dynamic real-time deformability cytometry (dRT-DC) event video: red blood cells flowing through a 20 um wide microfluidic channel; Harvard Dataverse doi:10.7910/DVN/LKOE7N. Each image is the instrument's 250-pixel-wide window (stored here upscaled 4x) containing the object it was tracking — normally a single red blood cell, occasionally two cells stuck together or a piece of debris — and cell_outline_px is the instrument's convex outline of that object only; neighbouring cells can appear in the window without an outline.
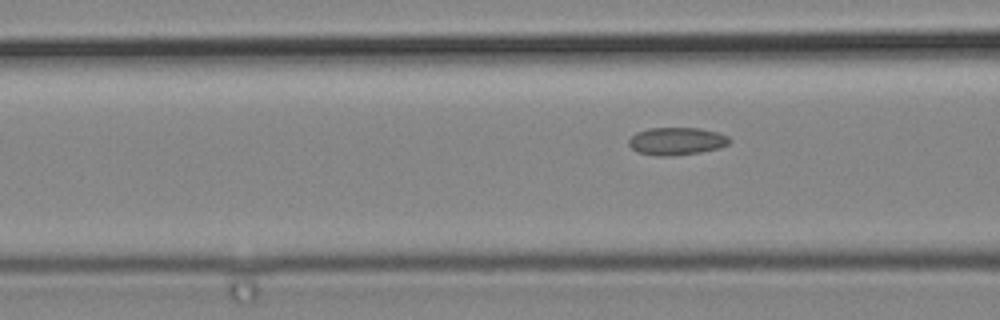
{"species": "common noctule bat (a hibernating species)", "species_latin": "Nyctalus noctula", "temperature_condition": "cold", "stored_images_in_passage": 6, "camera_frame_rate_fps": 3000, "um_per_image_px": 0.085, "animal": {"sex": "male", "body_mass_g": 19.2, "forearm_length_mm": 51.8}, "frame": {"image": 1, "passage_image": 4, "time_ms": 1.0, "image_size_px": [1000, 320], "cell_outline_px": [[732, 140], [728, 144], [720, 148], [700, 152], [672, 156], [656, 156], [636, 152], [628, 144], [628, 140], [636, 132], [648, 128], [700, 128], [716, 132], [728, 136]], "centroid_in_image_um": [57.5, 12.0], "position_along_channel_um": 109.1, "area_um2": 16.36}}
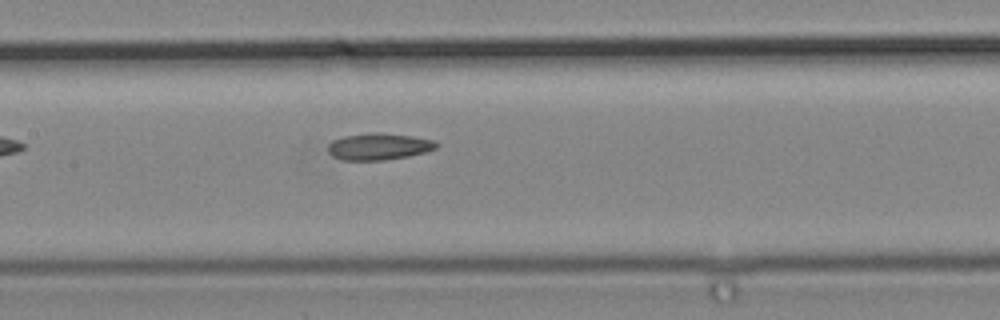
{"frame": {"image": 2, "passage_image": 6, "time_ms": 1.667, "image_size_px": [1000, 320], "cell_outline_px": [[440, 144], [436, 148], [424, 152], [408, 156], [384, 160], [344, 160], [332, 156], [328, 152], [328, 144], [332, 140], [344, 136], [372, 132], [380, 132], [412, 136], [436, 140]], "centroid_in_image_um": [32.2, 12.44], "position_along_channel_um": 175.2, "area_um2": 16.99}}